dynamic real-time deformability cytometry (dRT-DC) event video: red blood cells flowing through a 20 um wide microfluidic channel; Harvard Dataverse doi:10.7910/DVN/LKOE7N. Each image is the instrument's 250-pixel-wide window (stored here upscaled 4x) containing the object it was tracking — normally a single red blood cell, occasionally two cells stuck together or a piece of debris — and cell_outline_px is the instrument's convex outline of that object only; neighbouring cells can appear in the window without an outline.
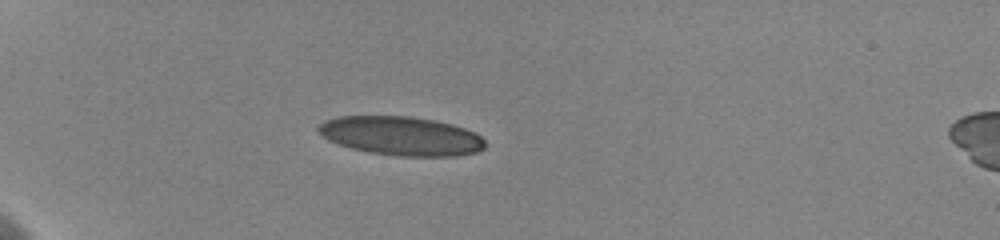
{"species": "human", "species_latin": "Homo sapiens", "temperature_condition": "cold", "stored_images_in_passage": 22, "camera_frame_rate_fps": 3000, "um_per_image_px": 0.085, "donor": {"sex": "female"}, "frame": {"image": 1, "passage_image": 1, "time_ms": 0.0, "image_size_px": [1000, 240], "cell_outline_px": [[484, 148], [480, 152], [456, 156], [396, 156], [368, 152], [336, 144], [328, 140], [316, 128], [324, 120], [336, 116], [412, 116], [436, 120], [452, 124], [476, 132], [484, 140]], "centroid_in_image_um": [34.11, 11.55], "position_along_channel_um": 50.9, "area_um2": 38.15}}